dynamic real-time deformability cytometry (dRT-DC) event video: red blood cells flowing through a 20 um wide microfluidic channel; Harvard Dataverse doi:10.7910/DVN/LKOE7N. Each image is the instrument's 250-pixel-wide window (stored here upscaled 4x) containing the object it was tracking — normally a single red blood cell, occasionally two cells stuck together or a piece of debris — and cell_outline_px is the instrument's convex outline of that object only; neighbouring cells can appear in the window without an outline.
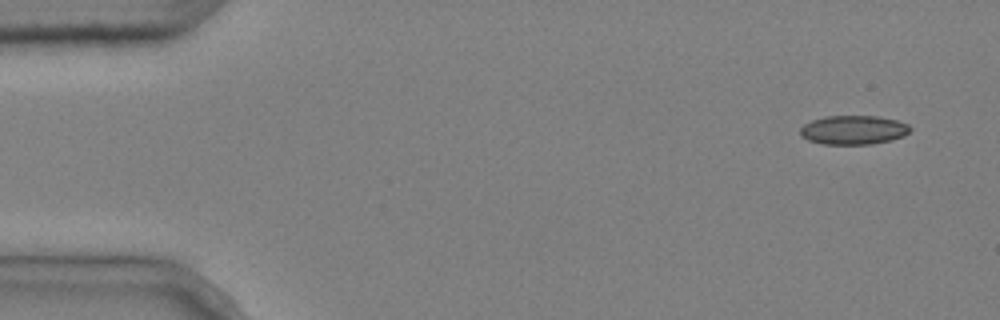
{"species": "common noctule bat (a hibernating species)", "species_latin": "Nyctalus noctula", "temperature_condition": "cold", "stored_images_in_passage": 4, "camera_frame_rate_fps": 3000, "um_per_image_px": 0.085, "animal": {"sex": "male", "body_mass_g": 20.4}, "frame": {"image": 1, "passage_image": 1, "time_ms": 0.0, "image_size_px": [1000, 320], "cell_outline_px": [[912, 128], [904, 136], [892, 140], [872, 144], [824, 144], [808, 140], [800, 136], [800, 128], [804, 124], [812, 120], [824, 116], [876, 116], [896, 120], [908, 124]], "centroid_in_image_um": [72.54, 11.05], "position_along_channel_um": 12.5, "area_um2": 18.67}}